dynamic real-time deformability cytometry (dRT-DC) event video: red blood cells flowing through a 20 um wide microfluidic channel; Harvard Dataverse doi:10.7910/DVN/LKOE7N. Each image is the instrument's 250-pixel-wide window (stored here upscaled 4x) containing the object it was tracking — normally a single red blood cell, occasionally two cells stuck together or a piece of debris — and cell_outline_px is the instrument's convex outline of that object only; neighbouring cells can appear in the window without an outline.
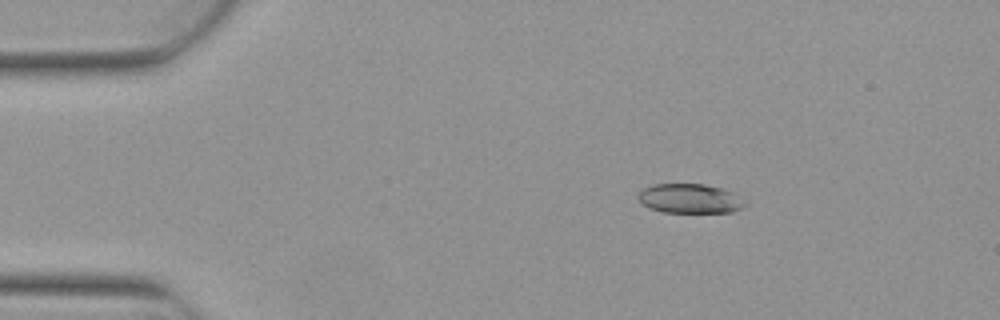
{"species": "Egyptian fruit bat (a non-hibernating species)", "species_latin": "Rousettus aegyptiacus", "temperature_condition": "warm", "stored_images_in_passage": 3, "camera_frame_rate_fps": 3000, "um_per_image_px": 0.085, "animal": {"sex": "female"}, "frame": {"image": 1, "passage_image": 1, "time_ms": 0.0, "image_size_px": [1000, 320], "cell_outline_px": [[748, 204], [732, 212], [664, 212], [648, 208], [640, 204], [636, 196], [644, 188], [652, 184], [704, 184], [720, 188], [732, 192]], "centroid_in_image_um": [58.58, 16.88], "position_along_channel_um": 26.4, "area_um2": 18.32}}